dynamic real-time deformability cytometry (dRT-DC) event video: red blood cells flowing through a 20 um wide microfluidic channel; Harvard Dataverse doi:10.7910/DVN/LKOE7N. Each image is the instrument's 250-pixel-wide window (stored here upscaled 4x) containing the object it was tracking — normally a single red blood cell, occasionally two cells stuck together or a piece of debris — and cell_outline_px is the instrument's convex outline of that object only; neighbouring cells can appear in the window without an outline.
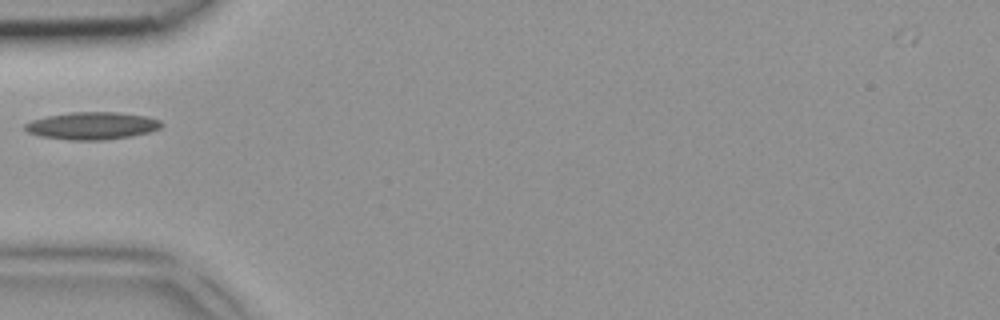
{"species": "common noctule bat (a hibernating species)", "species_latin": "Nyctalus noctula", "temperature_condition": "room temperature", "stored_images_in_passage": 2, "camera_frame_rate_fps": 3000, "um_per_image_px": 0.085, "animal": {"sex": "female", "body_mass_g": 18.4}, "frame": {"image": 1, "passage_image": 2, "time_ms": 0.333, "image_size_px": [1000, 320], "cell_outline_px": [[164, 124], [160, 128], [148, 132], [132, 136], [104, 140], [68, 140], [40, 136], [28, 132], [24, 128], [24, 124], [32, 120], [48, 116], [72, 112], [116, 112], [144, 116], [160, 120]], "centroid_in_image_um": [7.83, 10.69], "position_along_channel_um": 77.2, "area_um2": 21.73}}